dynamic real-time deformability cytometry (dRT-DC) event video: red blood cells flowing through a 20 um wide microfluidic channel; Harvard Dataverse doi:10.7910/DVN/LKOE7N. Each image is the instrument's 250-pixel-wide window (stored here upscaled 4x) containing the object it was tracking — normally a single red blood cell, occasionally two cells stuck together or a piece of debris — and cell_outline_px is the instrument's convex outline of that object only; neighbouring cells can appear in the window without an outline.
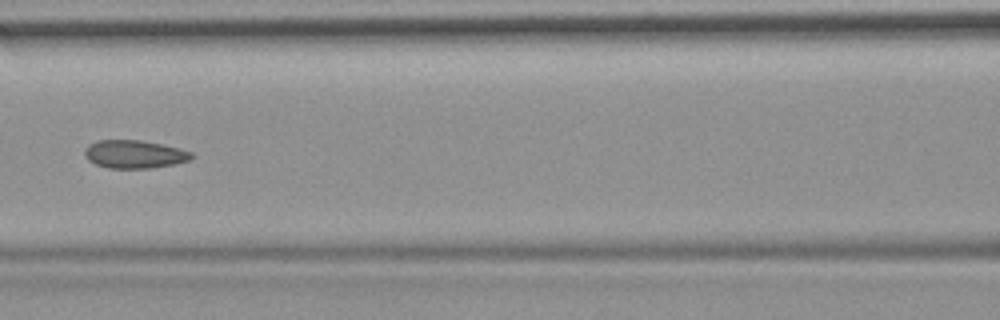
{"species": "common noctule bat (a hibernating species)", "species_latin": "Nyctalus noctula", "temperature_condition": "room temperature", "stored_images_in_passage": 9, "camera_frame_rate_fps": 3000, "um_per_image_px": 0.085, "animal": {"sex": "female", "body_mass_g": 19.9}, "frame": {"image": 1, "passage_image": 6, "time_ms": 6.667, "image_size_px": [1000, 320], "cell_outline_px": [[196, 156], [192, 160], [176, 164], [152, 168], [108, 168], [96, 164], [88, 160], [84, 156], [84, 148], [88, 144], [96, 140], [140, 140], [180, 148], [192, 152]], "centroid_in_image_um": [11.45, 13.11], "position_along_channel_um": 155.2, "area_um2": 17.8}}
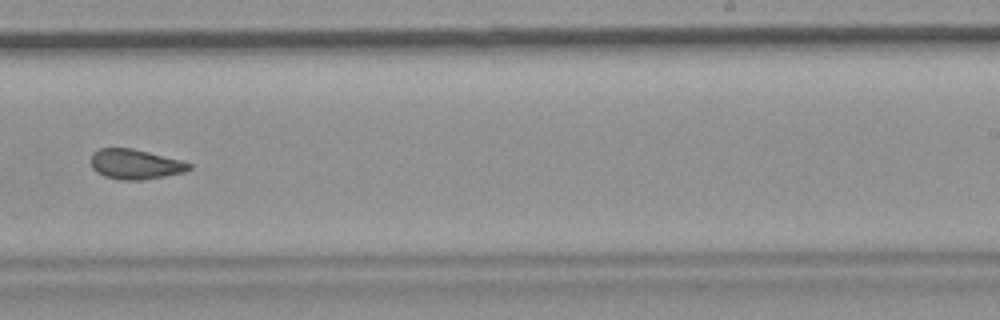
{"frame": {"image": 2, "passage_image": 9, "time_ms": 10.0, "image_size_px": [1000, 320], "cell_outline_px": [[192, 168], [184, 172], [164, 176], [140, 180], [120, 180], [104, 176], [96, 172], [92, 168], [92, 152], [100, 148], [132, 148], [180, 160], [192, 164]], "centroid_in_image_um": [11.48, 13.96], "position_along_channel_um": 277.5, "area_um2": 17.05}}